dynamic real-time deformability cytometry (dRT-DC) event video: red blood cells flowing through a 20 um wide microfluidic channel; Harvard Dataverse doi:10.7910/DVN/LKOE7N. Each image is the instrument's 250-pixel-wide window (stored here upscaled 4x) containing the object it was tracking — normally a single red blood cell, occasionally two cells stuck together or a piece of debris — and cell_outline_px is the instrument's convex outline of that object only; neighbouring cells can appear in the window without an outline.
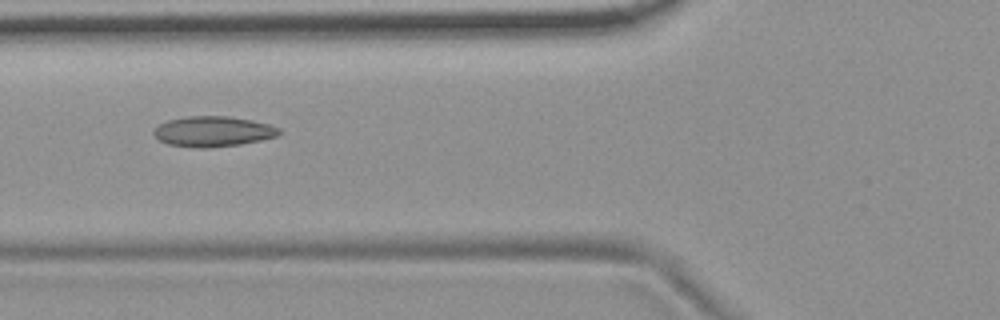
{"species": "common noctule bat (a hibernating species)", "species_latin": "Nyctalus noctula", "temperature_condition": "room temperature", "stored_images_in_passage": 12, "camera_frame_rate_fps": 3000, "um_per_image_px": 0.085, "animal": {"sex": "female", "body_mass_g": 19.9}, "frame": {"image": 1, "passage_image": 7, "time_ms": 2.0, "image_size_px": [1000, 320], "cell_outline_px": [[280, 132], [276, 136], [260, 140], [240, 144], [208, 148], [200, 148], [168, 144], [160, 140], [152, 132], [160, 124], [168, 120], [188, 116], [228, 116], [252, 120], [268, 124], [280, 128]], "centroid_in_image_um": [18.11, 11.17], "position_along_channel_um": 107.7, "area_um2": 21.96}}